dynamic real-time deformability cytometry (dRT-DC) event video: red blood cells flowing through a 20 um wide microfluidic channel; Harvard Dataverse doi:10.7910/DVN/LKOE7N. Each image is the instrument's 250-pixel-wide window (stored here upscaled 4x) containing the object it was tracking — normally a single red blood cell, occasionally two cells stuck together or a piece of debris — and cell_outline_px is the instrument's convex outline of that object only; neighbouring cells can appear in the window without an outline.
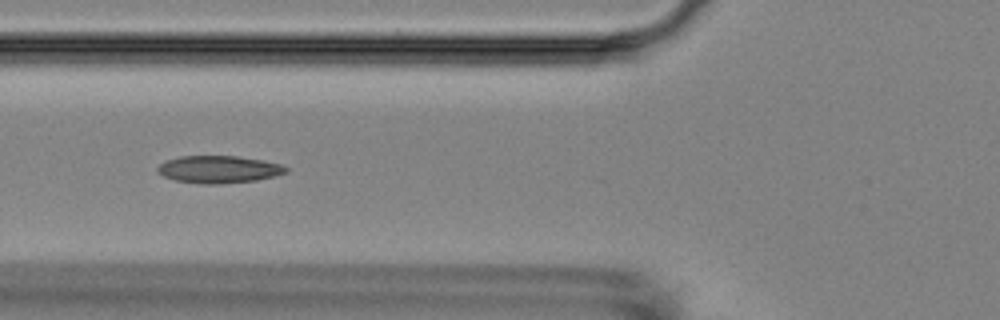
{"species": "Egyptian fruit bat (a non-hibernating species)", "species_latin": "Rousettus aegyptiacus", "temperature_condition": "room temperature", "stored_images_in_passage": 11, "camera_frame_rate_fps": 3000, "um_per_image_px": 0.085, "animal": {"sex": "female"}, "frame": {"image": 1, "passage_image": 6, "time_ms": 6.667, "image_size_px": [1000, 320], "cell_outline_px": [[288, 172], [276, 176], [256, 180], [220, 184], [200, 184], [176, 180], [164, 176], [156, 168], [160, 164], [168, 160], [180, 156], [236, 156], [264, 160], [280, 164], [288, 168]], "centroid_in_image_um": [18.64, 14.4], "position_along_channel_um": 107.2, "area_um2": 20.4}}
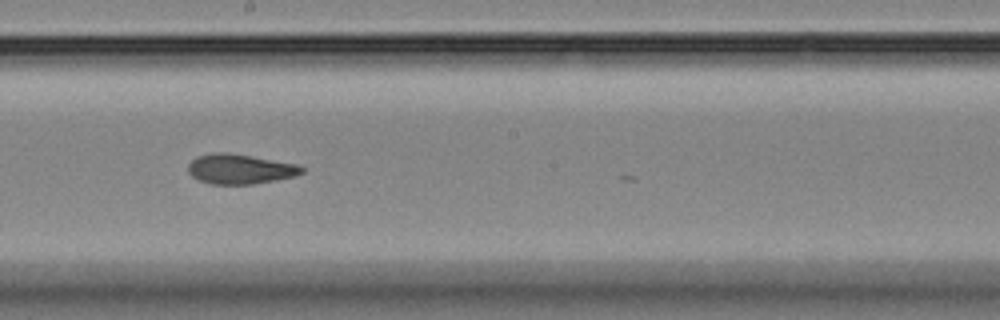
{"frame": {"image": 2, "passage_image": 9, "time_ms": 10.0, "image_size_px": [1000, 320], "cell_outline_px": [[304, 172], [296, 176], [276, 180], [252, 184], [212, 184], [200, 180], [192, 176], [188, 172], [188, 164], [196, 156], [212, 152], [228, 152], [296, 164], [304, 168]], "centroid_in_image_um": [20.38, 14.36], "position_along_channel_um": 227.8, "area_um2": 19.77}}
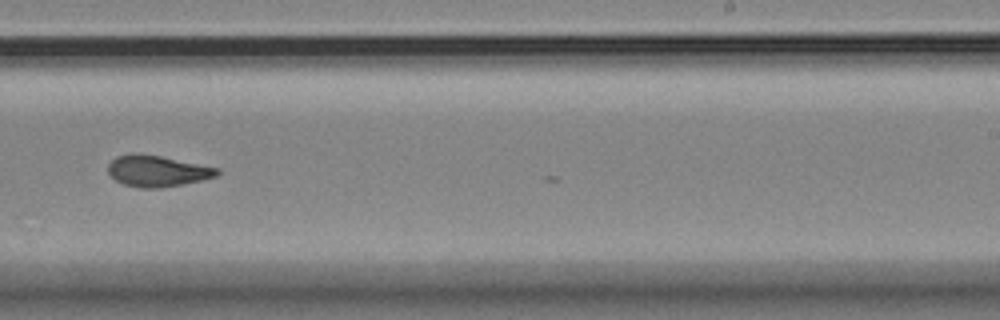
{"frame": {"image": 3, "passage_image": 10, "time_ms": 11.333, "image_size_px": [1000, 320], "cell_outline_px": [[220, 172], [216, 176], [204, 180], [184, 184], [160, 188], [140, 188], [124, 184], [116, 180], [108, 172], [108, 164], [116, 156], [132, 152], [136, 152], [160, 156], [220, 168]], "centroid_in_image_um": [13.37, 14.53], "position_along_channel_um": 275.6, "area_um2": 20.0}}